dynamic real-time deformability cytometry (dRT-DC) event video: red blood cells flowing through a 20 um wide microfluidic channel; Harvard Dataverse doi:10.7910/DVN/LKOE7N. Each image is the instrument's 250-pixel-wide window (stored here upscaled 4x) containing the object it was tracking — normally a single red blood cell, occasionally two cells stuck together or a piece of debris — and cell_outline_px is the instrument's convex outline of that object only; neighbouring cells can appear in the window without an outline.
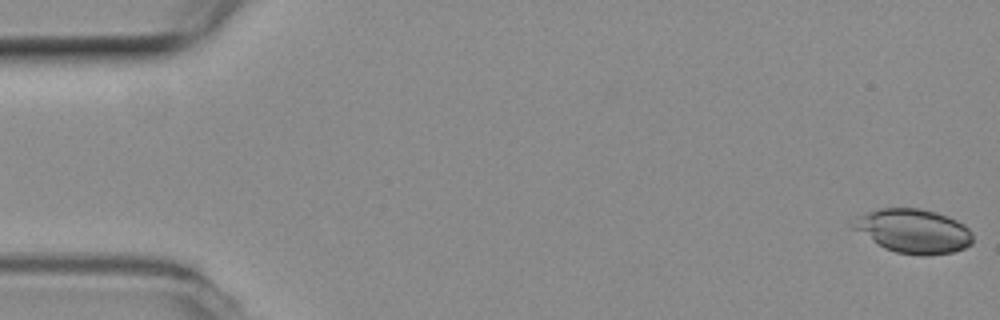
{"species": "common noctule bat (a hibernating species)", "species_latin": "Nyctalus noctula", "temperature_condition": "room temperature", "stored_images_in_passage": 54, "camera_frame_rate_fps": 3000, "um_per_image_px": 0.085, "animal": {"sex": "female", "body_mass_g": 19.3, "forearm_length_mm": 54.1}, "frame": {"image": 1, "passage_image": 1, "time_ms": 0.0, "image_size_px": [1000, 320], "cell_outline_px": [[972, 244], [964, 248], [952, 252], [928, 256], [920, 256], [896, 252], [884, 248], [876, 244], [852, 228], [848, 224], [856, 216], [880, 208], [920, 208], [936, 212], [948, 216], [964, 224], [972, 232]], "centroid_in_image_um": [77.61, 19.64], "position_along_channel_um": 7.4, "area_um2": 31.1}}
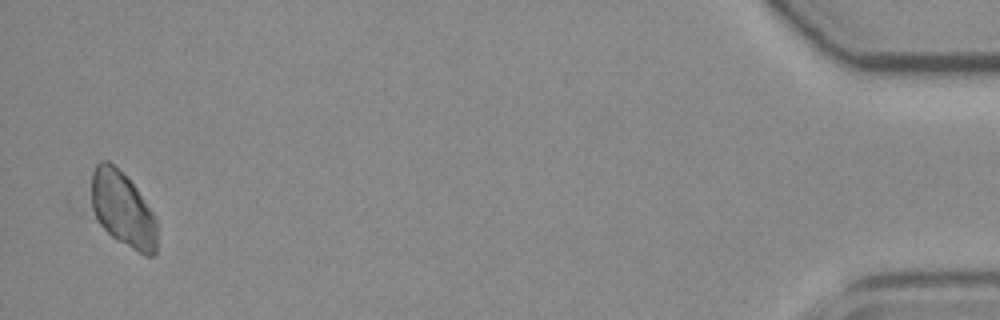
{"frame": {"image": 2, "passage_image": 53, "time_ms": 17.333, "image_size_px": [1000, 320], "cell_outline_px": [[156, 252], [152, 256], [144, 256], [116, 240], [96, 220], [88, 208], [92, 172], [96, 164], [100, 160], [108, 160], [136, 188], [156, 216]], "centroid_in_image_um": [10.37, 17.8], "position_along_channel_um": 424.8, "area_um2": 29.25}}